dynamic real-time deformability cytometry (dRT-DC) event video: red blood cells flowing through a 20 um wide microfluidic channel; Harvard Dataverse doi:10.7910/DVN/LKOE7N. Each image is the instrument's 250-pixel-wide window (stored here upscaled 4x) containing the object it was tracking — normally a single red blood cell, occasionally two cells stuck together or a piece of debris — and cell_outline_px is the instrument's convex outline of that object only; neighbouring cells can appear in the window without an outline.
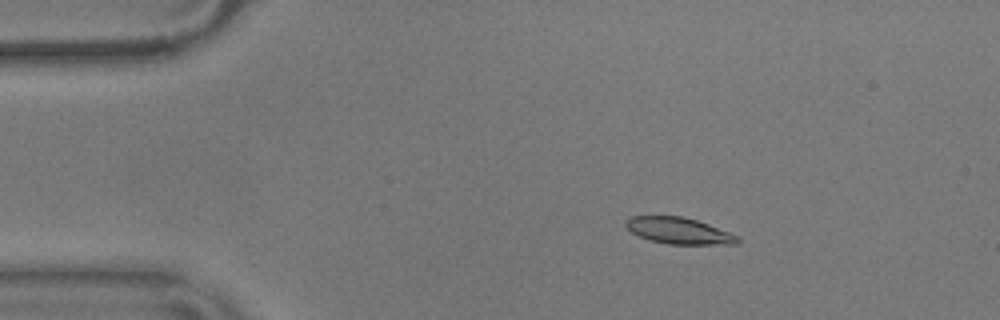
{"species": "common noctule bat (a hibernating species)", "species_latin": "Nyctalus noctula", "temperature_condition": "warm", "stored_images_in_passage": 58, "segment_of_instrument_passage": [1, 2], "camera_frame_rate_fps": 3000, "um_per_image_px": 0.085, "animal": {"sex": "male", "body_mass_g": 17.9}, "frame": {"image": 1, "passage_image": 10, "time_ms": 3.0, "image_size_px": [1000, 320], "cell_outline_px": [[740, 240], [736, 244], [668, 244], [648, 240], [632, 232], [624, 224], [624, 220], [632, 216], [684, 216], [708, 224], [740, 236]], "centroid_in_image_um": [57.7, 19.61], "position_along_channel_um": 27.3, "area_um2": 17.22}}
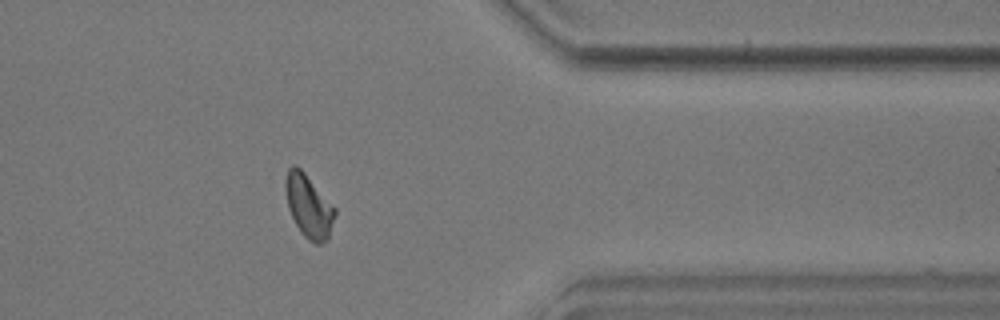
{"frame": {"image": 2, "passage_image": 46, "time_ms": 15.0, "image_size_px": [1000, 320], "cell_outline_px": [[336, 212], [328, 240], [320, 244], [316, 244], [308, 240], [300, 232], [288, 208], [284, 188], [284, 180], [288, 168], [292, 164], [296, 164], [304, 172], [336, 208]], "centroid_in_image_um": [26.22, 17.51], "position_along_channel_um": 385.2, "area_um2": 18.32}}
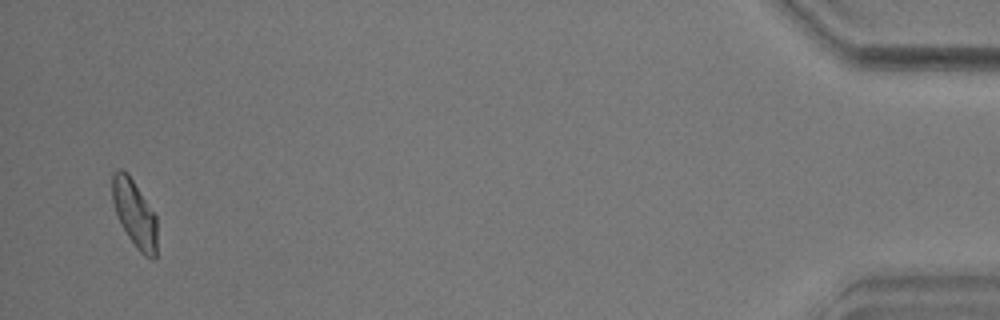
{"frame": {"image": 3, "passage_image": 55, "time_ms": 18.0, "image_size_px": [1000, 320], "cell_outline_px": [[156, 260], [152, 260], [144, 256], [136, 248], [128, 236], [116, 216], [112, 200], [112, 172], [116, 168], [120, 168], [128, 172], [156, 216]], "centroid_in_image_um": [11.42, 18.14], "position_along_channel_um": 423.8, "area_um2": 17.74}}